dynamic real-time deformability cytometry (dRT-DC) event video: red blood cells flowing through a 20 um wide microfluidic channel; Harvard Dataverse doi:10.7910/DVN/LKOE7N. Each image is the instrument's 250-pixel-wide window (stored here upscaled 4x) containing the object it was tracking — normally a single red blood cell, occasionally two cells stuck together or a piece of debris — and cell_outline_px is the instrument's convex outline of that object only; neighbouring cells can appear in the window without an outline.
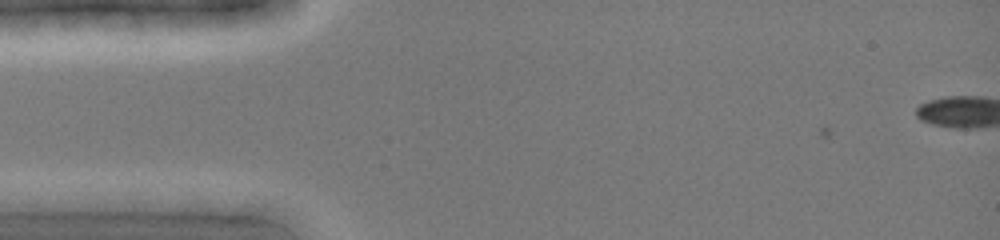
{"species": "common noctule bat (a hibernating species)", "species_latin": "Nyctalus noctula", "temperature_condition": "cold", "stored_images_in_passage": 1, "camera_frame_rate_fps": 3000, "um_per_image_px": 0.085, "animal": {"sex": "female", "body_mass_g": 19.0, "forearm_length_mm": 51.5}, "frame": {"image": 1, "passage_image": 1, "time_ms": 0.0, "image_size_px": [1000, 240], "cell_outline_px": [[160, 200], [124, 212], [28, 204], [20, 200], [60, 192], [128, 192]], "centroid_in_image_um": [7.92, 17.06], "position_along_channel_um": 77.1, "area_um2": 13.24}}